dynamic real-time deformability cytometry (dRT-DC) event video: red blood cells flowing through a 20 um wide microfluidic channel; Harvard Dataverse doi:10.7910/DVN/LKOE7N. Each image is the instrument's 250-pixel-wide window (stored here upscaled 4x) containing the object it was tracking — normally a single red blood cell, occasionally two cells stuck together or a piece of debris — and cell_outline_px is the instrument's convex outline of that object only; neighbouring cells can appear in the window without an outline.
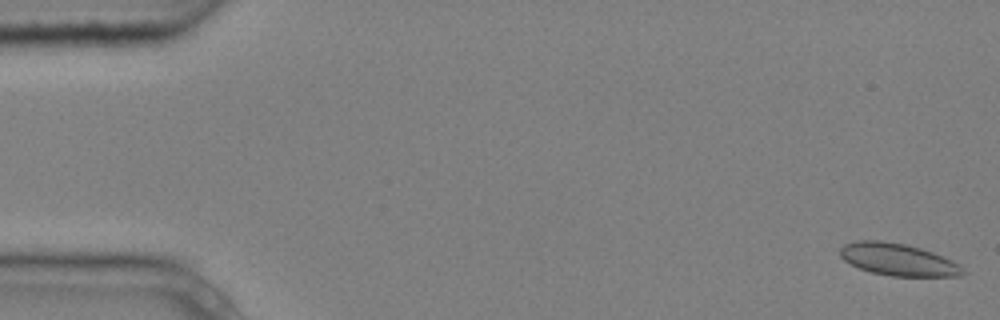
{"species": "common noctule bat (a hibernating species)", "species_latin": "Nyctalus noctula", "temperature_condition": "cold", "stored_images_in_passage": 8, "camera_frame_rate_fps": 3000, "um_per_image_px": 0.085, "animal": {"sex": "male", "body_mass_g": 20.4}, "frame": {"image": 1, "passage_image": 1, "time_ms": 0.0, "image_size_px": [1000, 320], "cell_outline_px": [[968, 272], [960, 276], [892, 276], [872, 272], [860, 268], [844, 260], [840, 256], [840, 248], [844, 244], [856, 240], [880, 240], [904, 244], [920, 248], [932, 252], [952, 260], [960, 264]], "centroid_in_image_um": [76.36, 22.06], "position_along_channel_um": 8.6, "area_um2": 23.0}}